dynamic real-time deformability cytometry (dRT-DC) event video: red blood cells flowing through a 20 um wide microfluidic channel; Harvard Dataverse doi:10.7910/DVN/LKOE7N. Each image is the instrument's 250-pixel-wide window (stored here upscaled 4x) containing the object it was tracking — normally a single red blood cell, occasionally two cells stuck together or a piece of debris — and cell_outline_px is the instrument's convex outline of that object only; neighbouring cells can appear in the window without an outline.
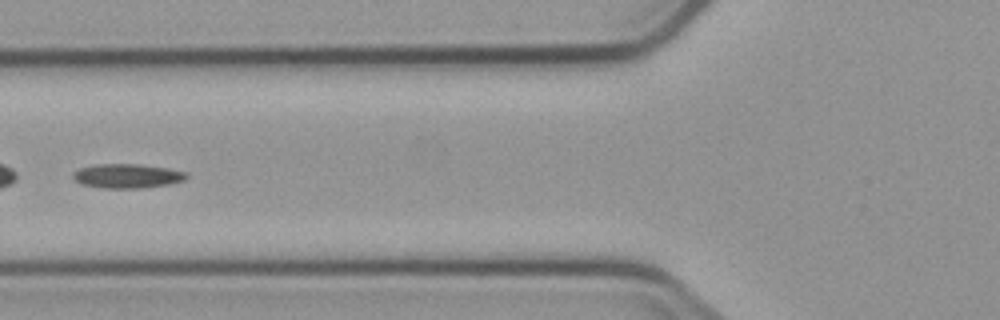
{"species": "common noctule bat (a hibernating species)", "species_latin": "Nyctalus noctula", "temperature_condition": "cold", "stored_images_in_passage": 10, "camera_frame_rate_fps": 3000, "um_per_image_px": 0.085, "animal": {"sex": "male", "body_mass_g": 23.1, "forearm_length_mm": 52.7}, "frame": {"image": 1, "passage_image": 5, "time_ms": 5.667, "image_size_px": [1000, 320], "cell_outline_px": [[188, 176], [184, 180], [168, 184], [140, 188], [104, 188], [80, 184], [72, 176], [72, 172], [80, 168], [96, 164], [140, 164], [168, 168], [188, 172]], "centroid_in_image_um": [10.81, 14.95], "position_along_channel_um": 115.0, "area_um2": 16.07}}
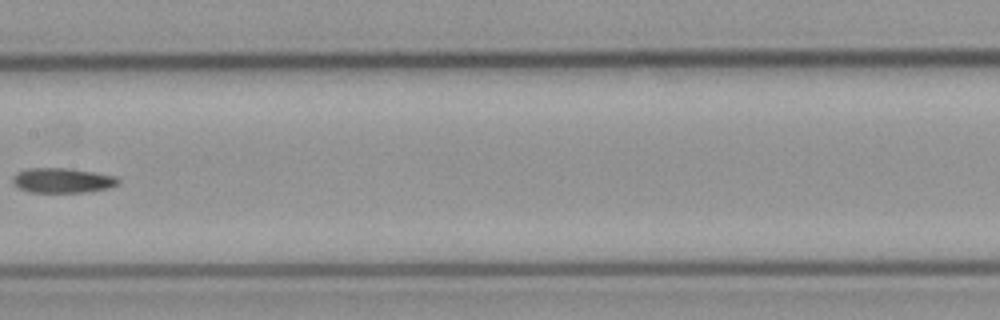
{"frame": {"image": 2, "passage_image": 7, "time_ms": 8.0, "image_size_px": [1000, 320], "cell_outline_px": [[120, 184], [108, 188], [84, 192], [28, 192], [12, 184], [12, 176], [16, 172], [28, 168], [68, 168], [116, 176], [120, 180]], "centroid_in_image_um": [5.28, 15.33], "position_along_channel_um": 202.1, "area_um2": 15.37}}
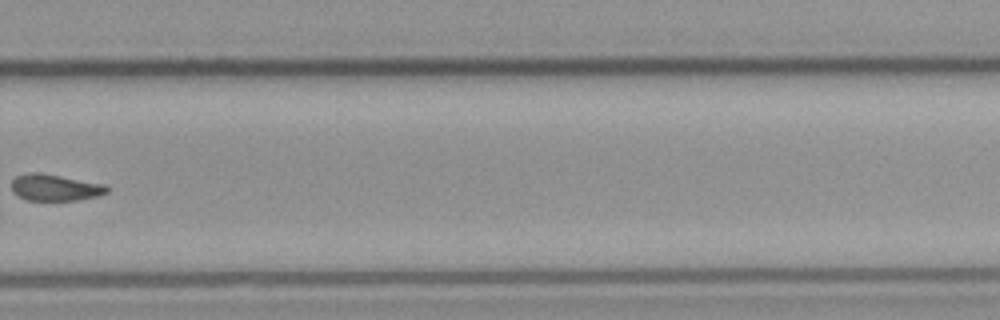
{"frame": {"image": 3, "passage_image": 10, "time_ms": 11.333, "image_size_px": [1000, 320], "cell_outline_px": [[108, 192], [100, 196], [80, 200], [28, 200], [16, 196], [12, 192], [12, 180], [16, 176], [28, 172], [36, 172], [60, 176], [104, 184], [108, 188]], "centroid_in_image_um": [4.66, 15.95], "position_along_channel_um": 325.1, "area_um2": 14.8}}